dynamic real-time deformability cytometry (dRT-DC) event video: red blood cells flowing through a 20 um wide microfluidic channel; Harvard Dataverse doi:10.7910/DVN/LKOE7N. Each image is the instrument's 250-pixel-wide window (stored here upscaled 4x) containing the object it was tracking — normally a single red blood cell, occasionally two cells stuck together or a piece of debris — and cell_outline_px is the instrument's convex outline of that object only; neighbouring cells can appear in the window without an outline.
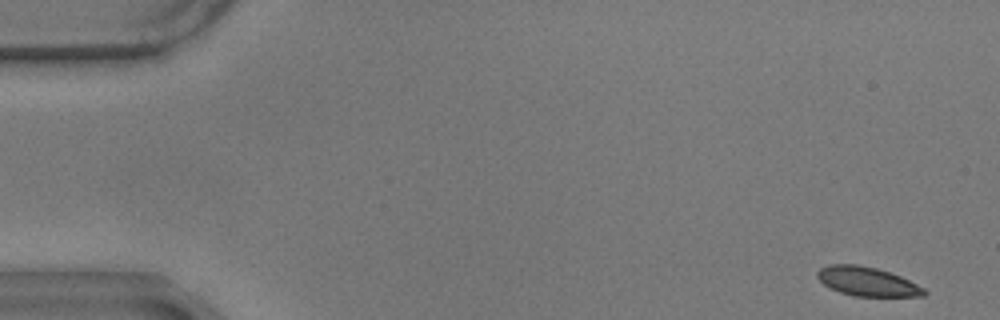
{"species": "common noctule bat (a hibernating species)", "species_latin": "Nyctalus noctula", "temperature_condition": "warm", "stored_images_in_passage": 15, "camera_frame_rate_fps": 3000, "um_per_image_px": 0.085, "animal": {"sex": "male", "body_mass_g": 17.9}, "frame": {"image": 1, "passage_image": 1, "time_ms": 0.0, "image_size_px": [1000, 320], "cell_outline_px": [[928, 292], [924, 296], [856, 296], [840, 292], [824, 284], [816, 276], [816, 272], [820, 268], [828, 264], [856, 264], [876, 268], [900, 276], [924, 288]], "centroid_in_image_um": [73.7, 23.92], "position_along_channel_um": 11.3, "area_um2": 17.92}}